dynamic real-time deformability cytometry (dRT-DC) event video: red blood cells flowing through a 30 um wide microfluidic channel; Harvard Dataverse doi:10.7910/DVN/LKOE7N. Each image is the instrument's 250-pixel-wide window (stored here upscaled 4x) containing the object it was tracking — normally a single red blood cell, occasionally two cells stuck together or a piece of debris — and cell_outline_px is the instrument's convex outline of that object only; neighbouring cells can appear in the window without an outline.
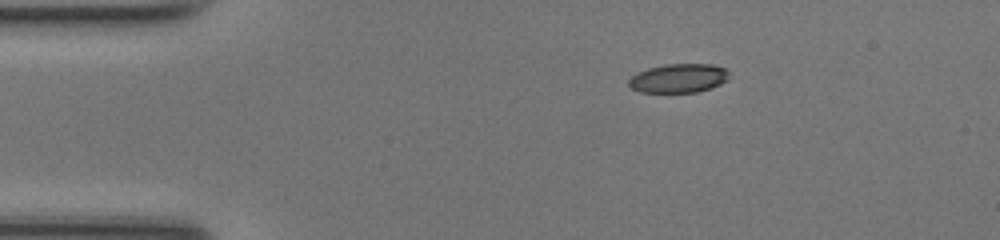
{"species": "common noctule bat (a hibernating species)", "species_latin": "Nyctalus noctula", "temperature_condition": "room temperature", "stored_images_in_passage": 41, "camera_frame_rate_fps": 3000, "um_per_image_px": 0.085, "animal": {"sex": "female", "body_mass_g": 17.0, "forearm_length_mm": 48.0}, "frame": {"image": 1, "passage_image": 1, "time_ms": 0.0, "image_size_px": [1000, 240], "cell_outline_px": [[728, 80], [712, 88], [696, 92], [640, 92], [632, 88], [628, 84], [628, 80], [636, 72], [648, 68], [668, 64], [712, 64], [724, 68], [728, 72]], "centroid_in_image_um": [57.68, 6.65], "position_along_channel_um": 27.3, "area_um2": 16.94}}
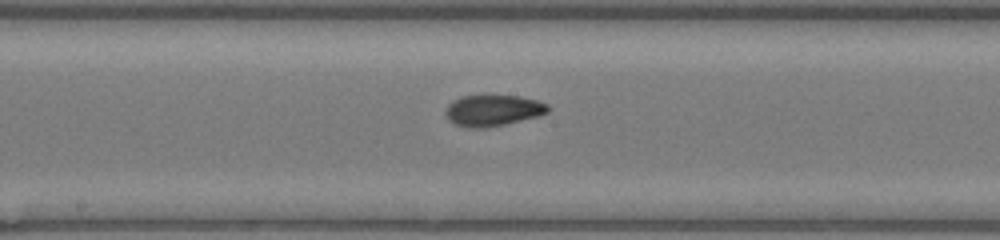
{"frame": {"image": 2, "passage_image": 18, "time_ms": 5.667, "image_size_px": [1000, 240], "cell_outline_px": [[548, 112], [540, 116], [504, 124], [484, 128], [464, 128], [448, 120], [444, 112], [448, 104], [452, 100], [464, 96], [516, 96], [536, 100], [548, 104]], "centroid_in_image_um": [41.87, 9.4], "position_along_channel_um": 206.3, "area_um2": 18.55}}
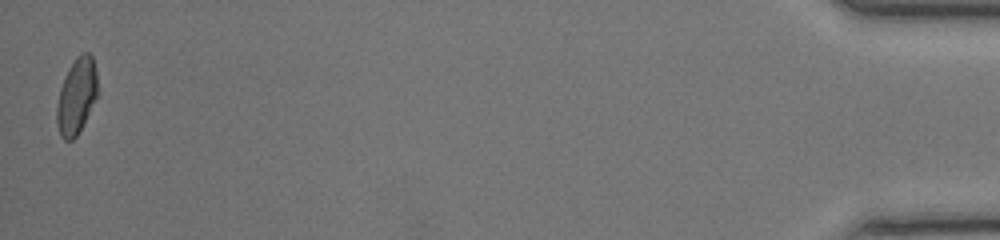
{"frame": {"image": 3, "passage_image": 41, "time_ms": 13.333, "image_size_px": [1000, 240], "cell_outline_px": [[96, 96], [76, 136], [72, 140], [64, 140], [60, 136], [56, 124], [56, 108], [60, 88], [64, 76], [68, 68], [76, 56], [80, 52], [88, 52], [92, 56], [96, 72]], "centroid_in_image_um": [6.46, 8.13], "position_along_channel_um": 428.7, "area_um2": 17.74}, "authors_computed_cell_mechanics": {"area_um2": 18.207, "velocity_mm_per_s": 4.2421, "shape_relaxation_time_tau1_ms": 3.881, "shape_relaxation_time_tau2_ms": 1.8038, "deformation_change_tau1": 0.1736, "deformation_change_tau2": 0.0658}}